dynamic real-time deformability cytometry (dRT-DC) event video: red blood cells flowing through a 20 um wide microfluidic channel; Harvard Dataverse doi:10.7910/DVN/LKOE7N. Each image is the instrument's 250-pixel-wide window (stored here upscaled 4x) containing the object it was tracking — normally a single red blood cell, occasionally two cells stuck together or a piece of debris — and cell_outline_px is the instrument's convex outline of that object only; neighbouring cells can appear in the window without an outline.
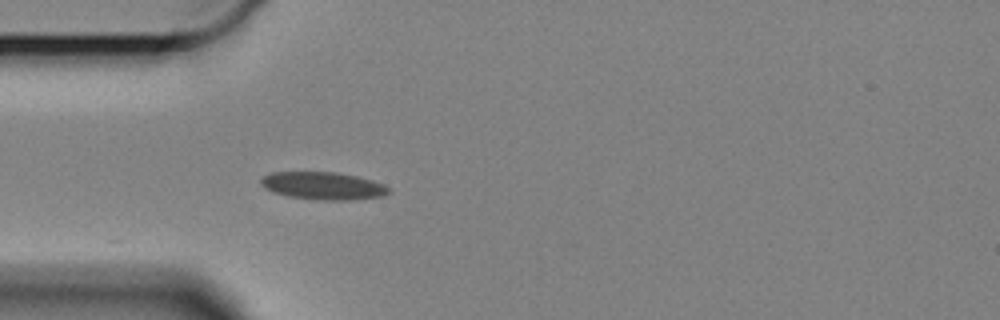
{"species": "Egyptian fruit bat (a non-hibernating species)", "species_latin": "Rousettus aegyptiacus", "temperature_condition": "cold", "stored_images_in_passage": 11, "camera_frame_rate_fps": 3000, "um_per_image_px": 0.085, "animal": {"sex": "female"}, "frame": {"image": 1, "passage_image": 1, "time_ms": 0.0, "image_size_px": [1000, 320], "cell_outline_px": [[392, 192], [384, 196], [352, 200], [316, 200], [288, 196], [272, 192], [264, 188], [260, 184], [260, 180], [264, 176], [272, 172], [336, 172], [356, 176], [372, 180], [384, 184], [392, 188]], "centroid_in_image_um": [27.5, 15.8], "position_along_channel_um": 57.5, "area_um2": 20.87}}
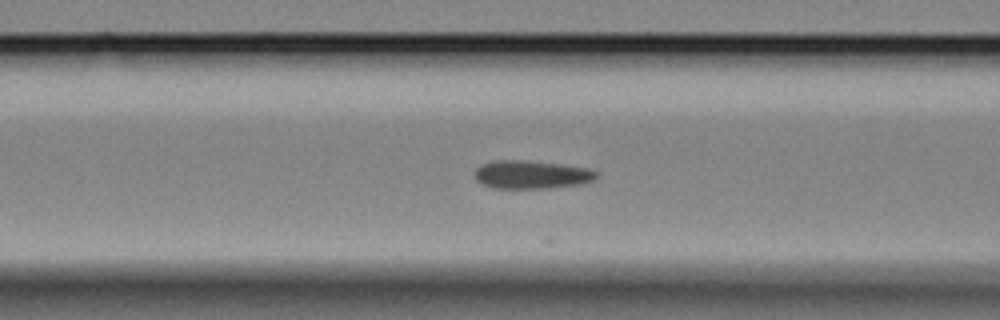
{"frame": {"image": 2, "passage_image": 7, "time_ms": 2.0, "image_size_px": [1000, 320], "cell_outline_px": [[600, 176], [596, 180], [580, 184], [548, 188], [492, 188], [480, 184], [476, 180], [476, 168], [480, 164], [492, 160], [520, 160], [560, 164], [592, 168], [600, 172]], "centroid_in_image_um": [45.22, 14.84], "position_along_channel_um": 121.4, "area_um2": 20.4}}
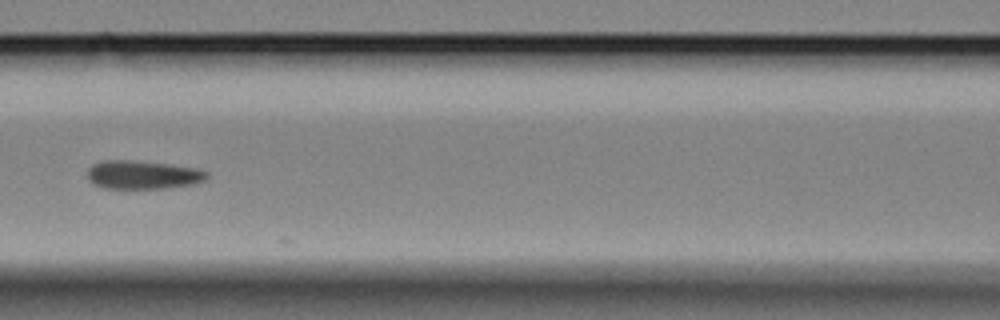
{"frame": {"image": 3, "passage_image": 10, "time_ms": 3.0, "image_size_px": [1000, 320], "cell_outline_px": [[208, 176], [204, 180], [196, 184], [164, 188], [104, 188], [92, 184], [88, 180], [88, 168], [92, 164], [104, 160], [128, 160], [172, 164], [196, 168], [208, 172]], "centroid_in_image_um": [12.13, 14.85], "position_along_channel_um": 154.5, "area_um2": 19.94}}